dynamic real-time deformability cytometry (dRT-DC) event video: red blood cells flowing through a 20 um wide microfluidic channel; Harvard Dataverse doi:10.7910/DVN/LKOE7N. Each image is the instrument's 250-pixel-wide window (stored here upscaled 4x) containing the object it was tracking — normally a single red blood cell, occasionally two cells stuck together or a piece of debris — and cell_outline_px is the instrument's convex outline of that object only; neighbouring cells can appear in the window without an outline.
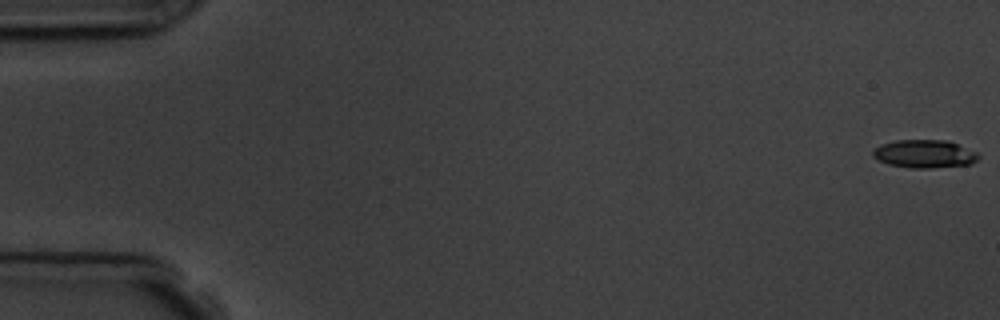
{"species": "common noctule bat (a hibernating species)", "species_latin": "Nyctalus noctula", "temperature_condition": "room temperature", "stored_images_in_passage": 6, "segment_of_instrument_passage": [1, 2], "camera_frame_rate_fps": 3000, "um_per_image_px": 0.085, "animal": {"sex": "male", "body_mass_g": 19.5, "forearm_length_mm": 54.6}, "frame": {"image": 1, "passage_image": 1, "time_ms": 0.0, "image_size_px": [1000, 320], "cell_outline_px": [[980, 156], [972, 164], [928, 168], [908, 168], [888, 164], [872, 156], [872, 152], [880, 144], [896, 140], [948, 140], [976, 152]], "centroid_in_image_um": [78.57, 13.08], "position_along_channel_um": 6.4, "area_um2": 17.22}}
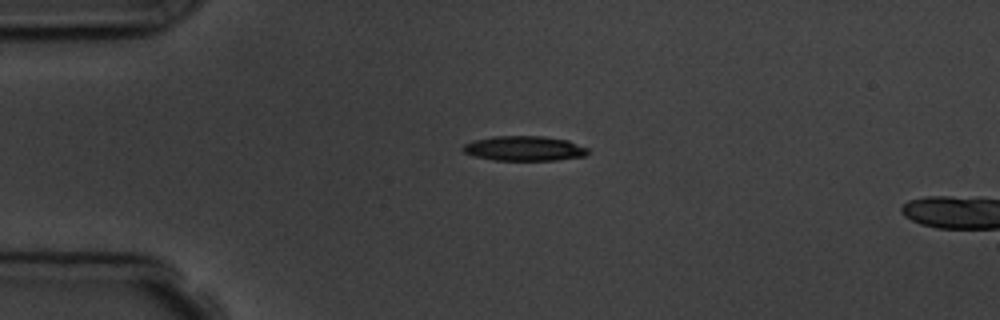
{"frame": {"image": 2, "passage_image": 4, "time_ms": 4.333, "image_size_px": [1000, 320], "cell_outline_px": [[588, 152], [584, 156], [556, 160], [492, 160], [476, 156], [464, 152], [460, 148], [464, 144], [472, 140], [492, 136], [544, 136], [568, 140], [588, 148]], "centroid_in_image_um": [44.53, 12.61], "position_along_channel_um": 40.5, "area_um2": 18.15}}